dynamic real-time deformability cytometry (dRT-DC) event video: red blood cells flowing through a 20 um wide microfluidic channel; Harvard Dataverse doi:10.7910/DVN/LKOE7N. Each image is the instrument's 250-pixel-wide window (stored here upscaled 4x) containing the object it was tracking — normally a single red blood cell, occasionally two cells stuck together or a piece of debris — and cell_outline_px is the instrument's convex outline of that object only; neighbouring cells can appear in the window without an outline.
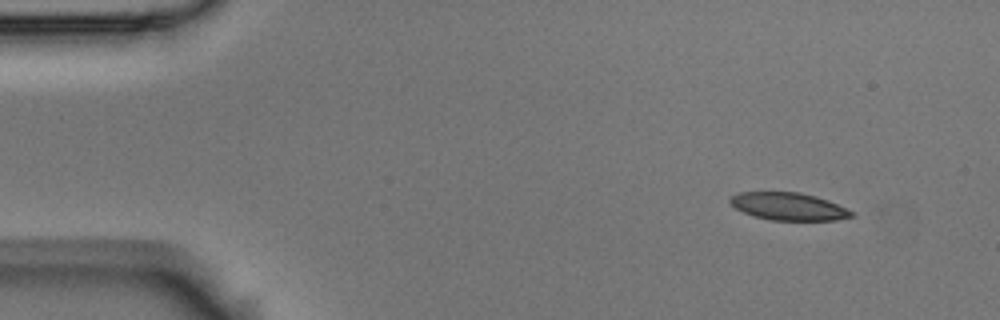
{"species": "Egyptian fruit bat (a non-hibernating species)", "species_latin": "Rousettus aegyptiacus", "temperature_condition": "room temperature", "stored_images_in_passage": 4, "camera_frame_rate_fps": 3000, "um_per_image_px": 0.085, "animal": {"sex": "male"}, "frame": {"image": 1, "passage_image": 1, "time_ms": 0.0, "image_size_px": [1000, 320], "cell_outline_px": [[856, 212], [852, 216], [836, 220], [772, 220], [752, 216], [736, 208], [728, 200], [732, 196], [740, 192], [800, 192], [816, 196], [828, 200]], "centroid_in_image_um": [67.05, 17.54], "position_along_channel_um": 18.0, "area_um2": 19.48}}
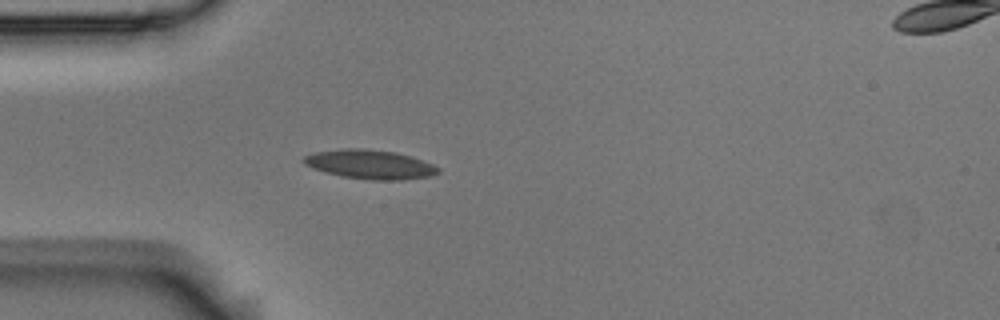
{"frame": {"image": 2, "passage_image": 4, "time_ms": 1.0, "image_size_px": [1000, 320], "cell_outline_px": [[440, 172], [432, 176], [400, 180], [372, 180], [344, 176], [324, 172], [312, 168], [304, 164], [300, 160], [304, 156], [312, 152], [348, 148], [364, 148], [396, 152], [412, 156], [432, 164], [440, 168]], "centroid_in_image_um": [31.44, 13.96], "position_along_channel_um": 53.6, "area_um2": 23.0}}